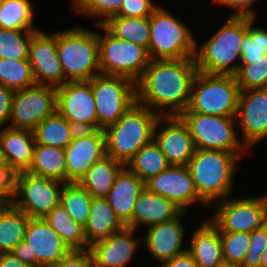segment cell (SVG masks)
Listing matches in <instances>:
<instances>
[{
    "label": "cell",
    "mask_w": 267,
    "mask_h": 267,
    "mask_svg": "<svg viewBox=\"0 0 267 267\" xmlns=\"http://www.w3.org/2000/svg\"><path fill=\"white\" fill-rule=\"evenodd\" d=\"M197 72L195 58L150 60L136 82V102L156 110L171 107L166 116H179L189 106Z\"/></svg>",
    "instance_id": "6da1fadb"
},
{
    "label": "cell",
    "mask_w": 267,
    "mask_h": 267,
    "mask_svg": "<svg viewBox=\"0 0 267 267\" xmlns=\"http://www.w3.org/2000/svg\"><path fill=\"white\" fill-rule=\"evenodd\" d=\"M161 114L142 103L133 104L115 123L103 129L106 155L126 164L153 140V131Z\"/></svg>",
    "instance_id": "7a4b0ae2"
},
{
    "label": "cell",
    "mask_w": 267,
    "mask_h": 267,
    "mask_svg": "<svg viewBox=\"0 0 267 267\" xmlns=\"http://www.w3.org/2000/svg\"><path fill=\"white\" fill-rule=\"evenodd\" d=\"M252 17L231 16L228 21L197 50L195 55L198 72L207 74L235 75L240 65H231L238 57L248 23Z\"/></svg>",
    "instance_id": "3957f363"
},
{
    "label": "cell",
    "mask_w": 267,
    "mask_h": 267,
    "mask_svg": "<svg viewBox=\"0 0 267 267\" xmlns=\"http://www.w3.org/2000/svg\"><path fill=\"white\" fill-rule=\"evenodd\" d=\"M241 152L196 149L188 162L198 197L206 205L227 197Z\"/></svg>",
    "instance_id": "277c9868"
},
{
    "label": "cell",
    "mask_w": 267,
    "mask_h": 267,
    "mask_svg": "<svg viewBox=\"0 0 267 267\" xmlns=\"http://www.w3.org/2000/svg\"><path fill=\"white\" fill-rule=\"evenodd\" d=\"M56 50L66 81H89L101 73L98 34L95 32L82 28L57 32Z\"/></svg>",
    "instance_id": "5b68a950"
},
{
    "label": "cell",
    "mask_w": 267,
    "mask_h": 267,
    "mask_svg": "<svg viewBox=\"0 0 267 267\" xmlns=\"http://www.w3.org/2000/svg\"><path fill=\"white\" fill-rule=\"evenodd\" d=\"M239 94L234 75L197 72L192 82L189 106L182 113L236 116Z\"/></svg>",
    "instance_id": "8992f818"
},
{
    "label": "cell",
    "mask_w": 267,
    "mask_h": 267,
    "mask_svg": "<svg viewBox=\"0 0 267 267\" xmlns=\"http://www.w3.org/2000/svg\"><path fill=\"white\" fill-rule=\"evenodd\" d=\"M149 25L147 51L151 60L195 58L197 44L191 32L168 11L157 7L149 17Z\"/></svg>",
    "instance_id": "52a82bcc"
},
{
    "label": "cell",
    "mask_w": 267,
    "mask_h": 267,
    "mask_svg": "<svg viewBox=\"0 0 267 267\" xmlns=\"http://www.w3.org/2000/svg\"><path fill=\"white\" fill-rule=\"evenodd\" d=\"M104 38L98 34L101 74L123 76L135 83L142 77L150 62L146 48L112 35L102 24Z\"/></svg>",
    "instance_id": "ba28073f"
},
{
    "label": "cell",
    "mask_w": 267,
    "mask_h": 267,
    "mask_svg": "<svg viewBox=\"0 0 267 267\" xmlns=\"http://www.w3.org/2000/svg\"><path fill=\"white\" fill-rule=\"evenodd\" d=\"M88 82L95 99L98 129L115 123L136 103V83L129 78L98 74Z\"/></svg>",
    "instance_id": "9c48e42d"
},
{
    "label": "cell",
    "mask_w": 267,
    "mask_h": 267,
    "mask_svg": "<svg viewBox=\"0 0 267 267\" xmlns=\"http://www.w3.org/2000/svg\"><path fill=\"white\" fill-rule=\"evenodd\" d=\"M179 117L189 129L196 149L242 152L245 148L235 133L236 116L181 113Z\"/></svg>",
    "instance_id": "30bf717a"
},
{
    "label": "cell",
    "mask_w": 267,
    "mask_h": 267,
    "mask_svg": "<svg viewBox=\"0 0 267 267\" xmlns=\"http://www.w3.org/2000/svg\"><path fill=\"white\" fill-rule=\"evenodd\" d=\"M57 89L35 85L16 90L12 99L9 127L33 131L44 119L56 112Z\"/></svg>",
    "instance_id": "8fae6325"
},
{
    "label": "cell",
    "mask_w": 267,
    "mask_h": 267,
    "mask_svg": "<svg viewBox=\"0 0 267 267\" xmlns=\"http://www.w3.org/2000/svg\"><path fill=\"white\" fill-rule=\"evenodd\" d=\"M57 89L56 111L77 130L98 129L95 99L88 81H67Z\"/></svg>",
    "instance_id": "7c38bea8"
},
{
    "label": "cell",
    "mask_w": 267,
    "mask_h": 267,
    "mask_svg": "<svg viewBox=\"0 0 267 267\" xmlns=\"http://www.w3.org/2000/svg\"><path fill=\"white\" fill-rule=\"evenodd\" d=\"M221 202L212 221L220 232L251 233L267 224V195Z\"/></svg>",
    "instance_id": "4fadbf2b"
},
{
    "label": "cell",
    "mask_w": 267,
    "mask_h": 267,
    "mask_svg": "<svg viewBox=\"0 0 267 267\" xmlns=\"http://www.w3.org/2000/svg\"><path fill=\"white\" fill-rule=\"evenodd\" d=\"M55 179L20 172L18 178L17 195L23 198L13 200L11 203L19 210L24 211L30 218H43L60 204L62 188Z\"/></svg>",
    "instance_id": "5bb4252c"
},
{
    "label": "cell",
    "mask_w": 267,
    "mask_h": 267,
    "mask_svg": "<svg viewBox=\"0 0 267 267\" xmlns=\"http://www.w3.org/2000/svg\"><path fill=\"white\" fill-rule=\"evenodd\" d=\"M66 183H78L88 169L106 155L103 129L77 130L64 148Z\"/></svg>",
    "instance_id": "9a60e30c"
},
{
    "label": "cell",
    "mask_w": 267,
    "mask_h": 267,
    "mask_svg": "<svg viewBox=\"0 0 267 267\" xmlns=\"http://www.w3.org/2000/svg\"><path fill=\"white\" fill-rule=\"evenodd\" d=\"M24 242L29 245L30 267H51L71 251L43 218L29 219Z\"/></svg>",
    "instance_id": "2e32d148"
},
{
    "label": "cell",
    "mask_w": 267,
    "mask_h": 267,
    "mask_svg": "<svg viewBox=\"0 0 267 267\" xmlns=\"http://www.w3.org/2000/svg\"><path fill=\"white\" fill-rule=\"evenodd\" d=\"M28 60L36 85L57 88L67 82L57 56L56 33L49 36L37 31L29 43Z\"/></svg>",
    "instance_id": "e0dca14e"
},
{
    "label": "cell",
    "mask_w": 267,
    "mask_h": 267,
    "mask_svg": "<svg viewBox=\"0 0 267 267\" xmlns=\"http://www.w3.org/2000/svg\"><path fill=\"white\" fill-rule=\"evenodd\" d=\"M152 193L168 198L184 212L194 201H202L197 194L194 181L187 166L170 165L163 172L145 182Z\"/></svg>",
    "instance_id": "ac0fdd59"
},
{
    "label": "cell",
    "mask_w": 267,
    "mask_h": 267,
    "mask_svg": "<svg viewBox=\"0 0 267 267\" xmlns=\"http://www.w3.org/2000/svg\"><path fill=\"white\" fill-rule=\"evenodd\" d=\"M162 116L164 114L156 121L153 140L170 165L187 166L196 150L189 129L179 116L165 115L168 125L160 133H157V127L163 120Z\"/></svg>",
    "instance_id": "d6986e66"
},
{
    "label": "cell",
    "mask_w": 267,
    "mask_h": 267,
    "mask_svg": "<svg viewBox=\"0 0 267 267\" xmlns=\"http://www.w3.org/2000/svg\"><path fill=\"white\" fill-rule=\"evenodd\" d=\"M238 117L245 148L266 137L267 88L240 90L236 118Z\"/></svg>",
    "instance_id": "ffe728a7"
},
{
    "label": "cell",
    "mask_w": 267,
    "mask_h": 267,
    "mask_svg": "<svg viewBox=\"0 0 267 267\" xmlns=\"http://www.w3.org/2000/svg\"><path fill=\"white\" fill-rule=\"evenodd\" d=\"M134 229L125 227L122 231L89 246L94 267H124L138 244L132 239Z\"/></svg>",
    "instance_id": "44dd1931"
},
{
    "label": "cell",
    "mask_w": 267,
    "mask_h": 267,
    "mask_svg": "<svg viewBox=\"0 0 267 267\" xmlns=\"http://www.w3.org/2000/svg\"><path fill=\"white\" fill-rule=\"evenodd\" d=\"M182 212L183 210L168 198L144 188L136 200L132 218L125 226L134 230L138 224L151 227L173 220Z\"/></svg>",
    "instance_id": "7402d4cb"
},
{
    "label": "cell",
    "mask_w": 267,
    "mask_h": 267,
    "mask_svg": "<svg viewBox=\"0 0 267 267\" xmlns=\"http://www.w3.org/2000/svg\"><path fill=\"white\" fill-rule=\"evenodd\" d=\"M183 213L184 211L177 218L151 226L148 229L145 245L149 252L162 264L187 251L181 247L184 227L181 224L180 217Z\"/></svg>",
    "instance_id": "603a6c76"
},
{
    "label": "cell",
    "mask_w": 267,
    "mask_h": 267,
    "mask_svg": "<svg viewBox=\"0 0 267 267\" xmlns=\"http://www.w3.org/2000/svg\"><path fill=\"white\" fill-rule=\"evenodd\" d=\"M144 188L145 183L125 166L105 197L124 225L131 220L136 200Z\"/></svg>",
    "instance_id": "cb8c5ba5"
},
{
    "label": "cell",
    "mask_w": 267,
    "mask_h": 267,
    "mask_svg": "<svg viewBox=\"0 0 267 267\" xmlns=\"http://www.w3.org/2000/svg\"><path fill=\"white\" fill-rule=\"evenodd\" d=\"M35 139L33 131L6 127L0 132V159L19 172L28 171L33 161Z\"/></svg>",
    "instance_id": "d4e9b609"
},
{
    "label": "cell",
    "mask_w": 267,
    "mask_h": 267,
    "mask_svg": "<svg viewBox=\"0 0 267 267\" xmlns=\"http://www.w3.org/2000/svg\"><path fill=\"white\" fill-rule=\"evenodd\" d=\"M187 249L199 267H218L224 259L219 228L211 221L194 232Z\"/></svg>",
    "instance_id": "484cf974"
},
{
    "label": "cell",
    "mask_w": 267,
    "mask_h": 267,
    "mask_svg": "<svg viewBox=\"0 0 267 267\" xmlns=\"http://www.w3.org/2000/svg\"><path fill=\"white\" fill-rule=\"evenodd\" d=\"M126 226L109 206L105 198H92L84 235L89 245L122 231Z\"/></svg>",
    "instance_id": "4316f807"
},
{
    "label": "cell",
    "mask_w": 267,
    "mask_h": 267,
    "mask_svg": "<svg viewBox=\"0 0 267 267\" xmlns=\"http://www.w3.org/2000/svg\"><path fill=\"white\" fill-rule=\"evenodd\" d=\"M124 167L121 162L105 155L88 169L78 184L86 189L92 198H105Z\"/></svg>",
    "instance_id": "83f0119b"
},
{
    "label": "cell",
    "mask_w": 267,
    "mask_h": 267,
    "mask_svg": "<svg viewBox=\"0 0 267 267\" xmlns=\"http://www.w3.org/2000/svg\"><path fill=\"white\" fill-rule=\"evenodd\" d=\"M30 217L12 203L0 205V254L11 251L24 241Z\"/></svg>",
    "instance_id": "f1b7e54d"
},
{
    "label": "cell",
    "mask_w": 267,
    "mask_h": 267,
    "mask_svg": "<svg viewBox=\"0 0 267 267\" xmlns=\"http://www.w3.org/2000/svg\"><path fill=\"white\" fill-rule=\"evenodd\" d=\"M29 173L66 183V162L63 148L35 144Z\"/></svg>",
    "instance_id": "f546056e"
},
{
    "label": "cell",
    "mask_w": 267,
    "mask_h": 267,
    "mask_svg": "<svg viewBox=\"0 0 267 267\" xmlns=\"http://www.w3.org/2000/svg\"><path fill=\"white\" fill-rule=\"evenodd\" d=\"M43 220L62 238L71 251L89 249L90 245L84 235V226L72 220L60 204L46 214Z\"/></svg>",
    "instance_id": "4dcf8cb0"
},
{
    "label": "cell",
    "mask_w": 267,
    "mask_h": 267,
    "mask_svg": "<svg viewBox=\"0 0 267 267\" xmlns=\"http://www.w3.org/2000/svg\"><path fill=\"white\" fill-rule=\"evenodd\" d=\"M77 129L57 111L44 119L34 130L37 144L65 148L73 139Z\"/></svg>",
    "instance_id": "1f68e13d"
},
{
    "label": "cell",
    "mask_w": 267,
    "mask_h": 267,
    "mask_svg": "<svg viewBox=\"0 0 267 267\" xmlns=\"http://www.w3.org/2000/svg\"><path fill=\"white\" fill-rule=\"evenodd\" d=\"M102 25L115 37L135 43L148 50L150 42L149 17L112 16Z\"/></svg>",
    "instance_id": "d6a6232c"
},
{
    "label": "cell",
    "mask_w": 267,
    "mask_h": 267,
    "mask_svg": "<svg viewBox=\"0 0 267 267\" xmlns=\"http://www.w3.org/2000/svg\"><path fill=\"white\" fill-rule=\"evenodd\" d=\"M169 166L166 157L154 140L143 146L126 164V167L144 183Z\"/></svg>",
    "instance_id": "836d02e7"
},
{
    "label": "cell",
    "mask_w": 267,
    "mask_h": 267,
    "mask_svg": "<svg viewBox=\"0 0 267 267\" xmlns=\"http://www.w3.org/2000/svg\"><path fill=\"white\" fill-rule=\"evenodd\" d=\"M60 205L75 222L82 226L87 224L92 197L78 183H63Z\"/></svg>",
    "instance_id": "e575fe53"
},
{
    "label": "cell",
    "mask_w": 267,
    "mask_h": 267,
    "mask_svg": "<svg viewBox=\"0 0 267 267\" xmlns=\"http://www.w3.org/2000/svg\"><path fill=\"white\" fill-rule=\"evenodd\" d=\"M33 9L29 0H3L0 7V28L34 30Z\"/></svg>",
    "instance_id": "d590c367"
},
{
    "label": "cell",
    "mask_w": 267,
    "mask_h": 267,
    "mask_svg": "<svg viewBox=\"0 0 267 267\" xmlns=\"http://www.w3.org/2000/svg\"><path fill=\"white\" fill-rule=\"evenodd\" d=\"M0 84L14 91L35 86L29 60L0 59Z\"/></svg>",
    "instance_id": "8d00e7d4"
},
{
    "label": "cell",
    "mask_w": 267,
    "mask_h": 267,
    "mask_svg": "<svg viewBox=\"0 0 267 267\" xmlns=\"http://www.w3.org/2000/svg\"><path fill=\"white\" fill-rule=\"evenodd\" d=\"M36 32L0 28V59L28 60L29 43ZM22 33H25V39Z\"/></svg>",
    "instance_id": "74e56055"
},
{
    "label": "cell",
    "mask_w": 267,
    "mask_h": 267,
    "mask_svg": "<svg viewBox=\"0 0 267 267\" xmlns=\"http://www.w3.org/2000/svg\"><path fill=\"white\" fill-rule=\"evenodd\" d=\"M240 90L267 88V54L251 64H241L234 75Z\"/></svg>",
    "instance_id": "f35d334b"
},
{
    "label": "cell",
    "mask_w": 267,
    "mask_h": 267,
    "mask_svg": "<svg viewBox=\"0 0 267 267\" xmlns=\"http://www.w3.org/2000/svg\"><path fill=\"white\" fill-rule=\"evenodd\" d=\"M253 18L248 23V32L244 35L242 41L241 62L251 64L267 54V31L261 28H253Z\"/></svg>",
    "instance_id": "ab89813d"
},
{
    "label": "cell",
    "mask_w": 267,
    "mask_h": 267,
    "mask_svg": "<svg viewBox=\"0 0 267 267\" xmlns=\"http://www.w3.org/2000/svg\"><path fill=\"white\" fill-rule=\"evenodd\" d=\"M220 238L224 261L241 265L251 243L250 233L220 232Z\"/></svg>",
    "instance_id": "60d3db41"
},
{
    "label": "cell",
    "mask_w": 267,
    "mask_h": 267,
    "mask_svg": "<svg viewBox=\"0 0 267 267\" xmlns=\"http://www.w3.org/2000/svg\"><path fill=\"white\" fill-rule=\"evenodd\" d=\"M123 2L124 0H74V5L82 13L104 17V21L97 23L103 24L120 11Z\"/></svg>",
    "instance_id": "b9f144b4"
},
{
    "label": "cell",
    "mask_w": 267,
    "mask_h": 267,
    "mask_svg": "<svg viewBox=\"0 0 267 267\" xmlns=\"http://www.w3.org/2000/svg\"><path fill=\"white\" fill-rule=\"evenodd\" d=\"M20 172L7 161L0 159V201L11 203L16 199Z\"/></svg>",
    "instance_id": "7bdbcfd3"
},
{
    "label": "cell",
    "mask_w": 267,
    "mask_h": 267,
    "mask_svg": "<svg viewBox=\"0 0 267 267\" xmlns=\"http://www.w3.org/2000/svg\"><path fill=\"white\" fill-rule=\"evenodd\" d=\"M251 243L241 267H260L261 256L267 249V224L250 233Z\"/></svg>",
    "instance_id": "ee69618b"
},
{
    "label": "cell",
    "mask_w": 267,
    "mask_h": 267,
    "mask_svg": "<svg viewBox=\"0 0 267 267\" xmlns=\"http://www.w3.org/2000/svg\"><path fill=\"white\" fill-rule=\"evenodd\" d=\"M157 7L153 5L151 0H124L120 11L115 16L150 17Z\"/></svg>",
    "instance_id": "f6af8a7d"
},
{
    "label": "cell",
    "mask_w": 267,
    "mask_h": 267,
    "mask_svg": "<svg viewBox=\"0 0 267 267\" xmlns=\"http://www.w3.org/2000/svg\"><path fill=\"white\" fill-rule=\"evenodd\" d=\"M51 267H94V261L89 249L72 250Z\"/></svg>",
    "instance_id": "bcb514c9"
},
{
    "label": "cell",
    "mask_w": 267,
    "mask_h": 267,
    "mask_svg": "<svg viewBox=\"0 0 267 267\" xmlns=\"http://www.w3.org/2000/svg\"><path fill=\"white\" fill-rule=\"evenodd\" d=\"M14 90L0 84V127L11 119V107Z\"/></svg>",
    "instance_id": "7dc6e473"
},
{
    "label": "cell",
    "mask_w": 267,
    "mask_h": 267,
    "mask_svg": "<svg viewBox=\"0 0 267 267\" xmlns=\"http://www.w3.org/2000/svg\"><path fill=\"white\" fill-rule=\"evenodd\" d=\"M216 3H220L225 6H231L238 9V13L233 14L232 16L238 17H252L255 18V14L252 10H248V7L255 0H214Z\"/></svg>",
    "instance_id": "c3c4849f"
},
{
    "label": "cell",
    "mask_w": 267,
    "mask_h": 267,
    "mask_svg": "<svg viewBox=\"0 0 267 267\" xmlns=\"http://www.w3.org/2000/svg\"><path fill=\"white\" fill-rule=\"evenodd\" d=\"M162 267H199L188 251L166 261Z\"/></svg>",
    "instance_id": "681fc988"
},
{
    "label": "cell",
    "mask_w": 267,
    "mask_h": 267,
    "mask_svg": "<svg viewBox=\"0 0 267 267\" xmlns=\"http://www.w3.org/2000/svg\"><path fill=\"white\" fill-rule=\"evenodd\" d=\"M11 254L30 267V251L29 245L27 243H25L24 241L20 242L11 251Z\"/></svg>",
    "instance_id": "f907efd6"
},
{
    "label": "cell",
    "mask_w": 267,
    "mask_h": 267,
    "mask_svg": "<svg viewBox=\"0 0 267 267\" xmlns=\"http://www.w3.org/2000/svg\"><path fill=\"white\" fill-rule=\"evenodd\" d=\"M0 267H29L11 253L0 254Z\"/></svg>",
    "instance_id": "816d5d0a"
},
{
    "label": "cell",
    "mask_w": 267,
    "mask_h": 267,
    "mask_svg": "<svg viewBox=\"0 0 267 267\" xmlns=\"http://www.w3.org/2000/svg\"><path fill=\"white\" fill-rule=\"evenodd\" d=\"M260 267H267V249L264 251L263 255L261 256Z\"/></svg>",
    "instance_id": "f5cc1de1"
},
{
    "label": "cell",
    "mask_w": 267,
    "mask_h": 267,
    "mask_svg": "<svg viewBox=\"0 0 267 267\" xmlns=\"http://www.w3.org/2000/svg\"><path fill=\"white\" fill-rule=\"evenodd\" d=\"M218 267H241L239 264L223 261Z\"/></svg>",
    "instance_id": "db71d44e"
},
{
    "label": "cell",
    "mask_w": 267,
    "mask_h": 267,
    "mask_svg": "<svg viewBox=\"0 0 267 267\" xmlns=\"http://www.w3.org/2000/svg\"><path fill=\"white\" fill-rule=\"evenodd\" d=\"M3 0H0V7L2 6Z\"/></svg>",
    "instance_id": "11a10c76"
}]
</instances>
